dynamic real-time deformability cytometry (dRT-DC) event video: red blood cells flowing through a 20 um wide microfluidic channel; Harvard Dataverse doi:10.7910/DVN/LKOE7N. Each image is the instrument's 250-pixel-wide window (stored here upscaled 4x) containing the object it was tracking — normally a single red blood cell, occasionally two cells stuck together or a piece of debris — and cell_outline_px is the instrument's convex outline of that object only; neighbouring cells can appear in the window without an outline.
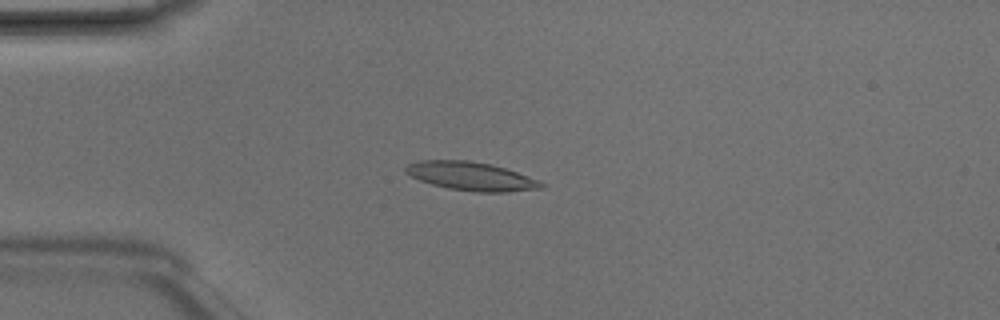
{"species": "Egyptian fruit bat (a non-hibernating species)", "species_latin": "Rousettus aegyptiacus", "temperature_condition": "room temperature", "stored_images_in_passage": 4, "camera_frame_rate_fps": 3000, "um_per_image_px": 0.085, "animal": {"sex": "male"}, "frame": {"image": 1, "passage_image": 4, "time_ms": 1.0, "image_size_px": [1000, 320], "cell_outline_px": [[544, 188], [508, 192], [476, 192], [448, 188], [432, 184], [420, 180], [404, 172], [404, 168], [408, 164], [420, 160], [468, 160], [492, 164], [540, 180], [544, 184]], "centroid_in_image_um": [40.05, 14.98], "position_along_channel_um": 44.9, "area_um2": 22.54}}